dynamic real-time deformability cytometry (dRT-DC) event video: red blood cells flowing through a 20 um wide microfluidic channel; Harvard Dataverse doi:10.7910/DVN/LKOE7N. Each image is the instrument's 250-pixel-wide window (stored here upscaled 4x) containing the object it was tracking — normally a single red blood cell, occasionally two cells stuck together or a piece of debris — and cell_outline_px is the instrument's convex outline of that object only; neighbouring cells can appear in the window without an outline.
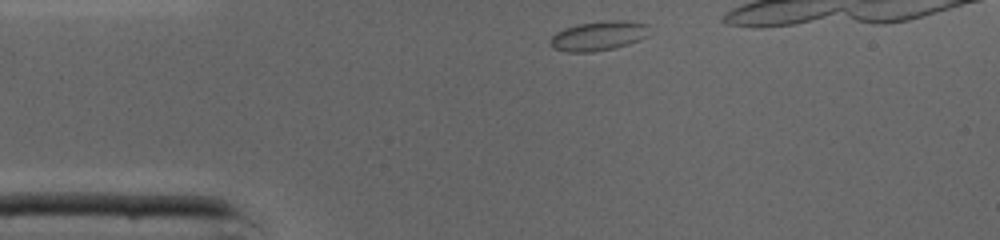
{"species": "common noctule bat (a hibernating species)", "species_latin": "Nyctalus noctula", "temperature_condition": "cold", "stored_images_in_passage": 20, "camera_frame_rate_fps": 3000, "um_per_image_px": 0.085, "animal": {"sex": "male", "body_mass_g": 19.0, "forearm_length_mm": 50.8}, "frame": {"image": 1, "passage_image": 1, "time_ms": 0.0, "image_size_px": [1000, 240], "cell_outline_px": [[648, 24], [644, 36], [628, 44], [616, 48], [592, 52], [568, 52], [552, 48], [548, 44], [548, 40], [556, 32], [564, 28], [580, 24], [612, 20], [620, 20]], "centroid_in_image_um": [50.77, 3.07], "position_along_channel_um": 34.2, "area_um2": 16.76}}
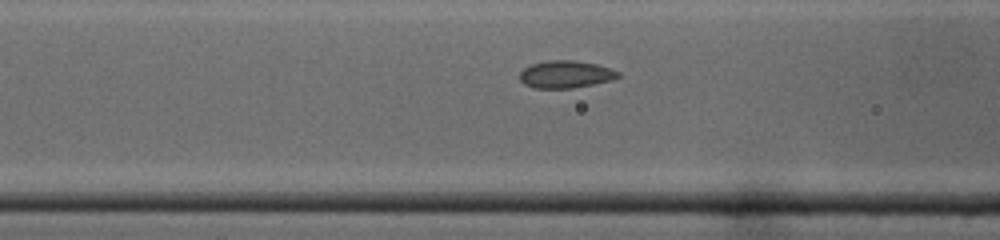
{"frame": {"image": 2, "passage_image": 9, "time_ms": 2.667, "image_size_px": [1000, 240], "cell_outline_px": [[620, 76], [612, 80], [572, 88], [536, 88], [524, 84], [520, 80], [520, 72], [524, 68], [532, 64], [548, 60], [576, 60], [596, 64], [620, 72]], "centroid_in_image_um": [48.07, 6.31], "position_along_channel_um": 118.5, "area_um2": 15.61}}
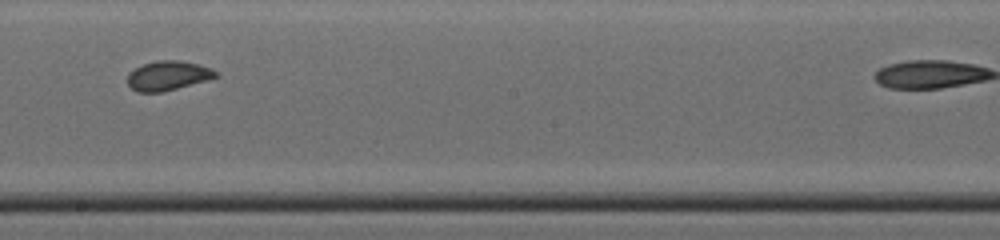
{"frame": {"image": 3, "passage_image": 17, "time_ms": 5.333, "image_size_px": [1000, 240], "cell_outline_px": [[220, 76], [208, 80], [160, 92], [136, 92], [128, 84], [128, 72], [144, 64], [156, 60], [180, 60], [200, 64], [212, 68]], "centroid_in_image_um": [14.3, 6.42], "position_along_channel_um": 233.9, "area_um2": 15.14}}